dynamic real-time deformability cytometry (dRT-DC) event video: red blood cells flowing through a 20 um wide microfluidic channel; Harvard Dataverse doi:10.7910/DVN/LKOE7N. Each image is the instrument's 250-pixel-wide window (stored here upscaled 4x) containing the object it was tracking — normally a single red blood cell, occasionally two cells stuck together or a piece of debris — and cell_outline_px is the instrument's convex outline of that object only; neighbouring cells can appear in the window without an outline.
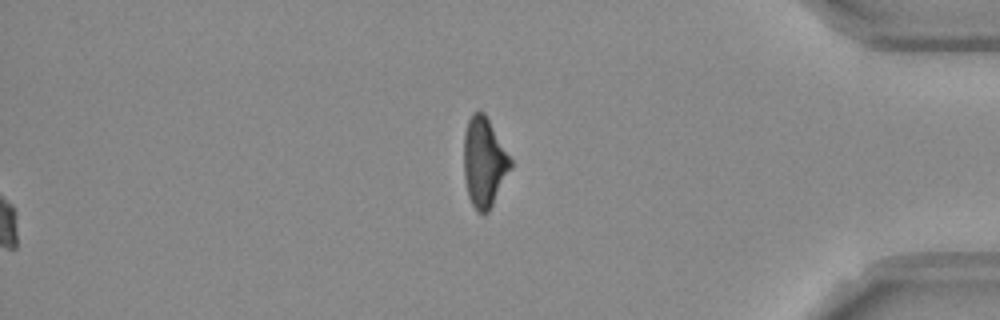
{"species": "Egyptian fruit bat (a non-hibernating species)", "species_latin": "Rousettus aegyptiacus", "temperature_condition": "room temperature", "stored_images_in_passage": 54, "segment_of_instrument_passage": [2, 2], "camera_frame_rate_fps": 3000, "um_per_image_px": 0.085, "frame": {"image": 1, "passage_image": 54, "time_ms": 17.667, "image_size_px": [1000, 320], "cell_outline_px": [[512, 168], [488, 212], [476, 212], [468, 196], [464, 180], [464, 136], [468, 120], [472, 112], [480, 108], [484, 112], [512, 160]], "centroid_in_image_um": [41.14, 13.77], "position_along_channel_um": 394.1, "area_um2": 24.45}}